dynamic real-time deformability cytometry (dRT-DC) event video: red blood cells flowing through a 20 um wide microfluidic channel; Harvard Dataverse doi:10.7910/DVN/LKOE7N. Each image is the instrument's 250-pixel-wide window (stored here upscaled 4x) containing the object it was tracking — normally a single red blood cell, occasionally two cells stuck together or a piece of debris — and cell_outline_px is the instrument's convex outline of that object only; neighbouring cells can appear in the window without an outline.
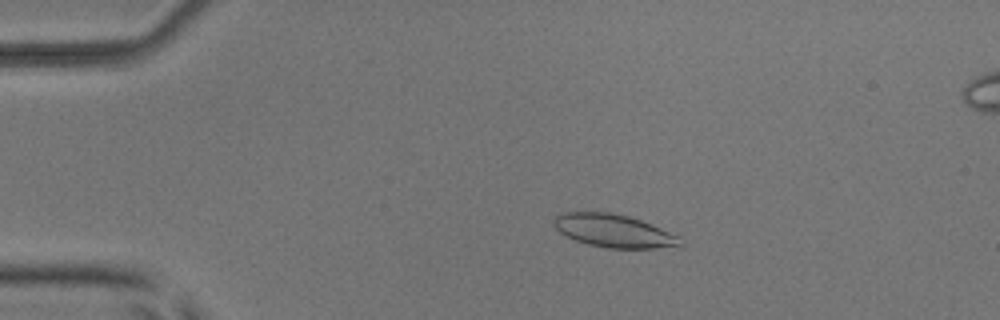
{"species": "common noctule bat (a hibernating species)", "species_latin": "Nyctalus noctula", "temperature_condition": "room temperature", "stored_images_in_passage": 52, "camera_frame_rate_fps": 3000, "um_per_image_px": 0.085, "animal": {"sex": "male", "body_mass_g": 17.9, "forearm_length_mm": 54.2}, "frame": {"image": 1, "passage_image": 10, "time_ms": 3.0, "image_size_px": [1000, 320], "cell_outline_px": [[684, 244], [652, 248], [608, 248], [588, 244], [576, 240], [560, 232], [552, 224], [552, 220], [560, 212], [608, 212], [628, 216], [640, 220], [680, 236]], "centroid_in_image_um": [52.13, 19.61], "position_along_channel_um": 32.9, "area_um2": 24.04}}
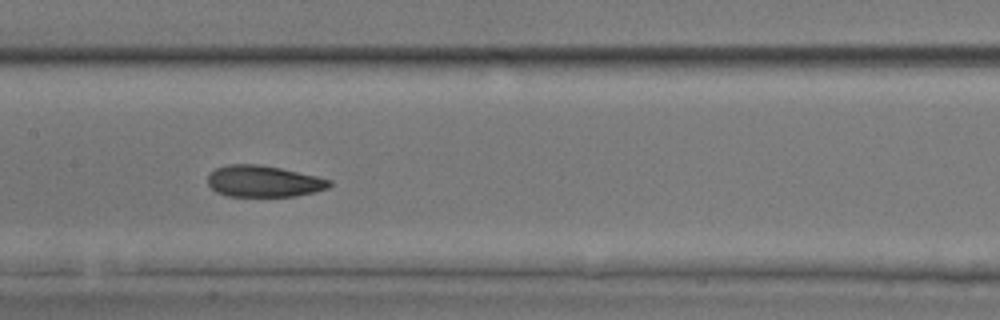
{"frame": {"image": 2, "passage_image": 26, "time_ms": 8.333, "image_size_px": [1000, 320], "cell_outline_px": [[332, 184], [328, 188], [316, 192], [296, 196], [228, 196], [216, 192], [208, 184], [208, 176], [216, 168], [228, 164], [256, 164], [280, 168], [316, 176], [332, 180]], "centroid_in_image_um": [22.42, 15.41], "position_along_channel_um": 185.0, "area_um2": 22.25}}
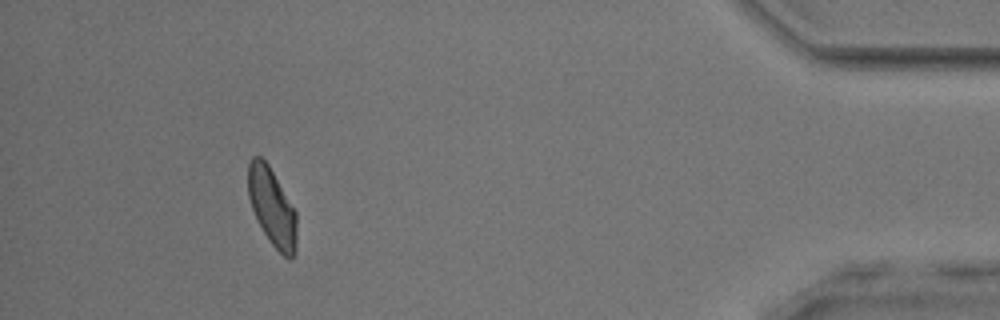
{"frame": {"image": 3, "passage_image": 48, "time_ms": 15.667, "image_size_px": [1000, 320], "cell_outline_px": [[296, 252], [292, 260], [284, 256], [268, 240], [252, 208], [248, 196], [248, 164], [252, 156], [260, 156], [268, 164], [296, 212]], "centroid_in_image_um": [23.12, 17.61], "position_along_channel_um": 412.1, "area_um2": 21.79}, "authors_computed_cell_mechanics": {"area_um2": 23.0911, "velocity_mm_per_s": 3.8882, "shape_relaxation_time_tau1_ms": 4.5184, "shape_relaxation_time_tau2_ms": 2.4207, "deformation_change_tau1": 0.1437, "deformation_change_tau2": 0.0867}}